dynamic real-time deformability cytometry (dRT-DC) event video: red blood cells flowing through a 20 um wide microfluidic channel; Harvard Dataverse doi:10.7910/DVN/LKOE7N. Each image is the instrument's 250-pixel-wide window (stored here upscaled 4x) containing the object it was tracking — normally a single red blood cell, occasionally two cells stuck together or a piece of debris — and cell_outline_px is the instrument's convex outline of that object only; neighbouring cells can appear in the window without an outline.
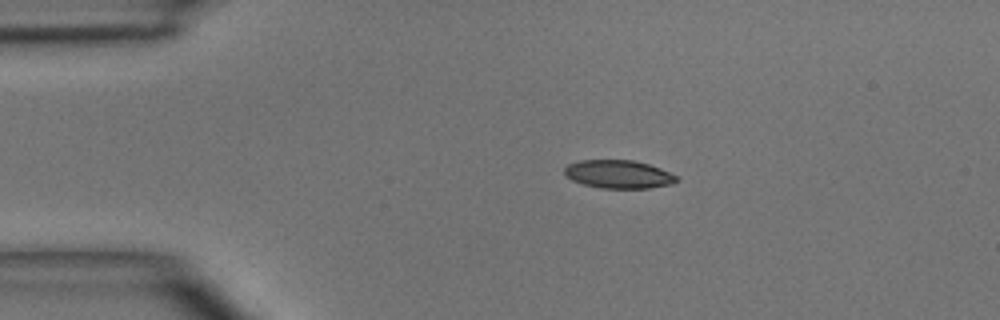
{"species": "common noctule bat (a hibernating species)", "species_latin": "Nyctalus noctula", "temperature_condition": "room temperature", "stored_images_in_passage": 4, "camera_frame_rate_fps": 3000, "um_per_image_px": 0.085, "animal": {"sex": "male", "body_mass_g": 15.6}, "frame": {"image": 1, "passage_image": 2, "time_ms": 2.0, "image_size_px": [1000, 320], "cell_outline_px": [[680, 180], [672, 184], [648, 188], [600, 188], [584, 184], [572, 180], [564, 172], [564, 168], [568, 164], [580, 160], [632, 160], [648, 164], [660, 168], [680, 176]], "centroid_in_image_um": [52.62, 14.81], "position_along_channel_um": 32.4, "area_um2": 18.5}}
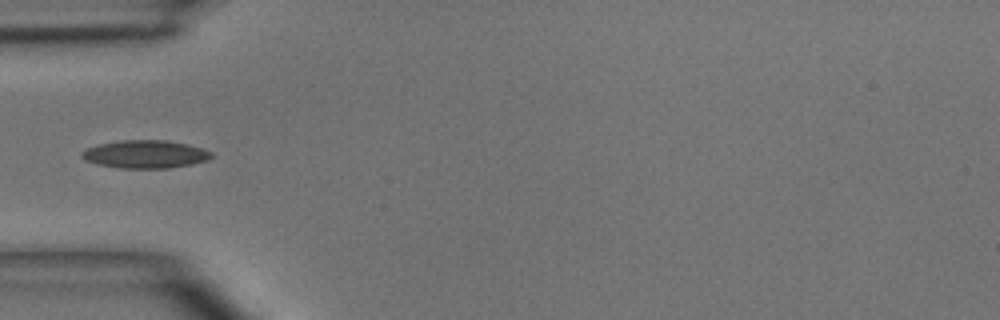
{"frame": {"image": 2, "passage_image": 4, "time_ms": 4.0, "image_size_px": [1000, 320], "cell_outline_px": [[212, 156], [208, 160], [192, 164], [168, 168], [120, 168], [100, 164], [84, 160], [80, 156], [80, 152], [88, 148], [100, 144], [120, 140], [164, 140], [184, 144], [200, 148], [212, 152]], "centroid_in_image_um": [12.32, 13.11], "position_along_channel_um": 72.7, "area_um2": 20.87}}